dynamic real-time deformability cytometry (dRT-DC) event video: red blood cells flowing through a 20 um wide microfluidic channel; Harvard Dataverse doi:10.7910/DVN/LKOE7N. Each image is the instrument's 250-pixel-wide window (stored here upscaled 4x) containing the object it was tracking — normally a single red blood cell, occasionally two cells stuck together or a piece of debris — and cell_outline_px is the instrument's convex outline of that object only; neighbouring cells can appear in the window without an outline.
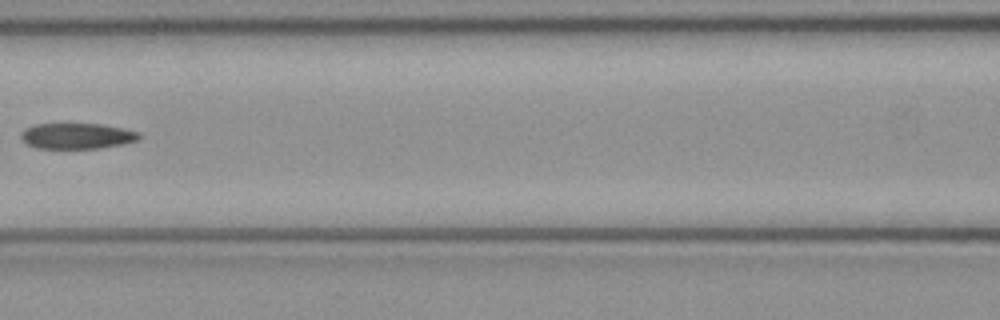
{"species": "common noctule bat (a hibernating species)", "species_latin": "Nyctalus noctula", "temperature_condition": "cold", "stored_images_in_passage": 6, "camera_frame_rate_fps": 3000, "um_per_image_px": 0.085, "animal": {"sex": "female", "body_mass_g": 21.9}, "frame": {"image": 1, "passage_image": 6, "time_ms": 1.667, "image_size_px": [1000, 320], "cell_outline_px": [[140, 140], [100, 148], [36, 148], [24, 144], [20, 136], [20, 132], [24, 128], [36, 124], [100, 124], [124, 128], [140, 132]], "centroid_in_image_um": [6.51, 11.55], "position_along_channel_um": 160.1, "area_um2": 17.86}}